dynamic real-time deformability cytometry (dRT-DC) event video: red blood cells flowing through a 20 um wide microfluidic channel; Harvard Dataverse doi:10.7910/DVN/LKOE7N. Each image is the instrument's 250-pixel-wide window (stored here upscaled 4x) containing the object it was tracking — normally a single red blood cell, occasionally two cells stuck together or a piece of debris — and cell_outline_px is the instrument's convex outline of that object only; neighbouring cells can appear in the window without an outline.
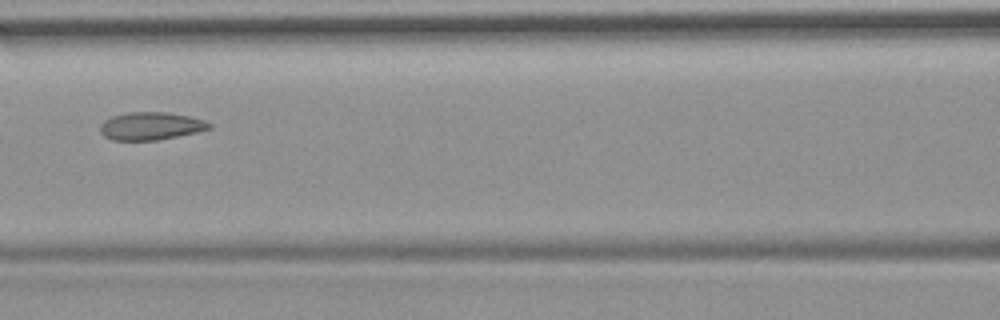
{"species": "common noctule bat (a hibernating species)", "species_latin": "Nyctalus noctula", "temperature_condition": "room temperature", "stored_images_in_passage": 4, "camera_frame_rate_fps": 3000, "um_per_image_px": 0.085, "animal": {"sex": "female", "body_mass_g": 19.9}, "frame": {"image": 1, "passage_image": 4, "time_ms": 4.333, "image_size_px": [1000, 320], "cell_outline_px": [[212, 128], [196, 132], [156, 140], [112, 140], [104, 136], [100, 132], [100, 124], [104, 120], [112, 116], [128, 112], [168, 112], [188, 116], [204, 120], [212, 124]], "centroid_in_image_um": [12.8, 10.7], "position_along_channel_um": 153.8, "area_um2": 17.63}}